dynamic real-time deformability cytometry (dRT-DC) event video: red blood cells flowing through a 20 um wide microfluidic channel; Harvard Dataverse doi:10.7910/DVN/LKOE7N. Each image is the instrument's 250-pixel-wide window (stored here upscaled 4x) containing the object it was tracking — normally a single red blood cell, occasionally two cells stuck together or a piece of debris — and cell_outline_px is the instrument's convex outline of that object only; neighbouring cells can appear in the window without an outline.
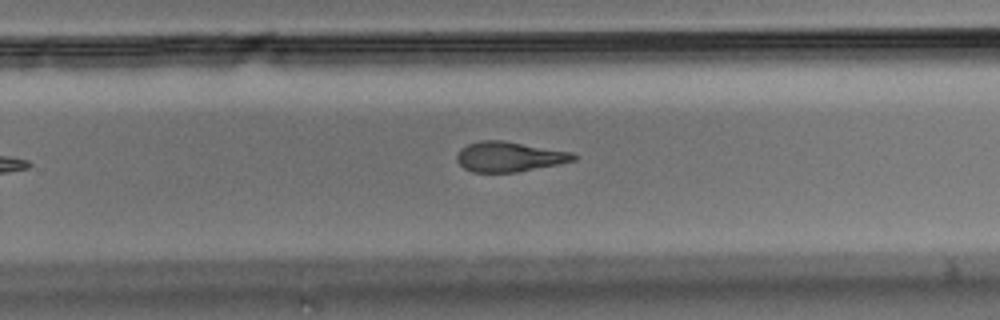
{"species": "Egyptian fruit bat (a non-hibernating species)", "species_latin": "Rousettus aegyptiacus", "temperature_condition": "room temperature", "stored_images_in_passage": 27, "camera_frame_rate_fps": 3000, "um_per_image_px": 0.085, "animal": {"sex": "male"}, "frame": {"image": 1, "passage_image": 20, "time_ms": 6.333, "image_size_px": [1000, 320], "cell_outline_px": [[580, 156], [576, 160], [516, 172], [472, 172], [464, 168], [456, 160], [456, 156], [460, 148], [468, 144], [480, 140], [500, 140], [572, 152]], "centroid_in_image_um": [43.26, 13.32], "position_along_channel_um": 286.5, "area_um2": 20.29}}
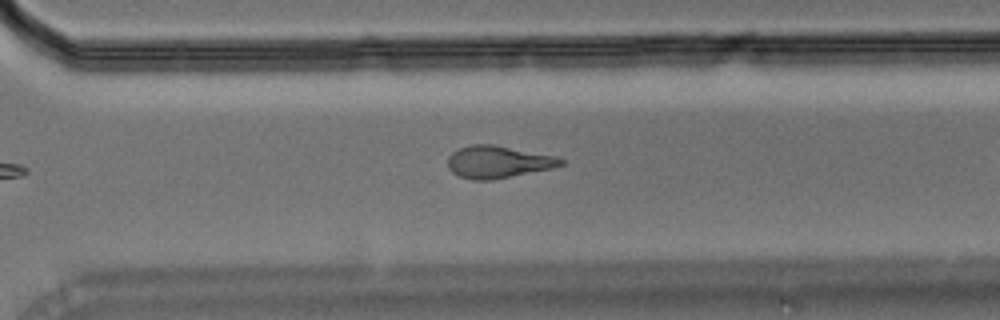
{"frame": {"image": 2, "passage_image": 23, "time_ms": 7.333, "image_size_px": [1000, 320], "cell_outline_px": [[564, 164], [552, 168], [492, 180], [472, 180], [460, 176], [452, 172], [448, 168], [448, 156], [452, 152], [460, 148], [472, 144], [492, 144], [556, 156], [564, 160]], "centroid_in_image_um": [42.32, 13.76], "position_along_channel_um": 328.3, "area_um2": 21.15}}